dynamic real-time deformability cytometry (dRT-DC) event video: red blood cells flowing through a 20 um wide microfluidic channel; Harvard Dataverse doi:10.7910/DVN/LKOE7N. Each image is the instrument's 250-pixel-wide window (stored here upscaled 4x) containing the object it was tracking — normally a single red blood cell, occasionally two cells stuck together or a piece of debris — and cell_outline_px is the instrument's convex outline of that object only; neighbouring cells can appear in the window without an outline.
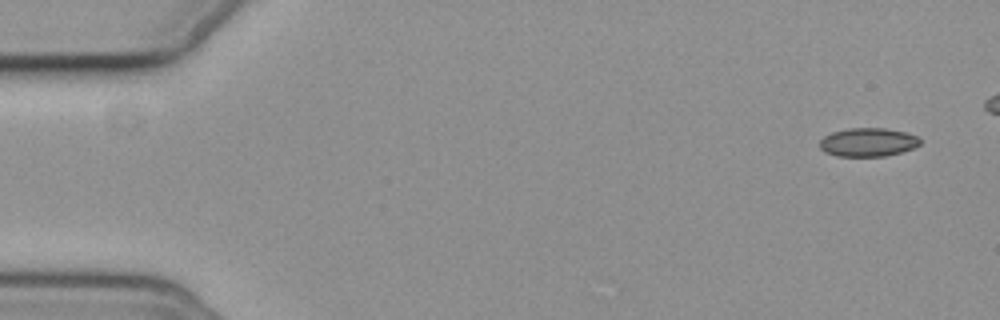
{"species": "common noctule bat (a hibernating species)", "species_latin": "Nyctalus noctula", "temperature_condition": "cold", "stored_images_in_passage": 5, "camera_frame_rate_fps": 3000, "um_per_image_px": 0.085, "animal": {"sex": "female", "body_mass_g": 19.3, "forearm_length_mm": 54.1}, "frame": {"image": 1, "passage_image": 1, "time_ms": 0.0, "image_size_px": [1000, 320], "cell_outline_px": [[920, 144], [916, 148], [884, 156], [836, 156], [824, 152], [820, 148], [820, 140], [824, 136], [832, 132], [848, 128], [884, 128], [904, 132], [916, 136], [920, 140]], "centroid_in_image_um": [73.76, 12.09], "position_along_channel_um": 11.2, "area_um2": 16.7}}